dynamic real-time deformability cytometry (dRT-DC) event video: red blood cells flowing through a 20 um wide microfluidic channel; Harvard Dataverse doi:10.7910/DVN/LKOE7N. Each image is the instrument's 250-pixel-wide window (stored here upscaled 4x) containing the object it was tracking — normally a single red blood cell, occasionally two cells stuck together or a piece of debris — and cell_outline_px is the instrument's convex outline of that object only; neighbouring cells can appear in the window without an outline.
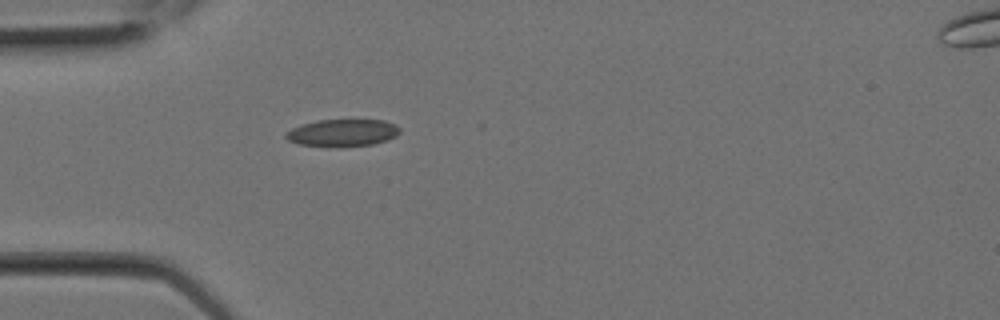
{"species": "Egyptian fruit bat (a non-hibernating species)", "species_latin": "Rousettus aegyptiacus", "temperature_condition": "room temperature", "stored_images_in_passage": 2, "camera_frame_rate_fps": 3000, "um_per_image_px": 0.085, "animal": {"sex": "female"}, "frame": {"image": 1, "passage_image": 2, "time_ms": 0.333, "image_size_px": [1000, 320], "cell_outline_px": [[400, 132], [396, 136], [388, 140], [372, 144], [336, 148], [300, 144], [288, 140], [284, 136], [292, 128], [300, 124], [320, 120], [384, 120], [396, 124], [400, 128]], "centroid_in_image_um": [29.14, 11.3], "position_along_channel_um": 55.9, "area_um2": 18.26}}